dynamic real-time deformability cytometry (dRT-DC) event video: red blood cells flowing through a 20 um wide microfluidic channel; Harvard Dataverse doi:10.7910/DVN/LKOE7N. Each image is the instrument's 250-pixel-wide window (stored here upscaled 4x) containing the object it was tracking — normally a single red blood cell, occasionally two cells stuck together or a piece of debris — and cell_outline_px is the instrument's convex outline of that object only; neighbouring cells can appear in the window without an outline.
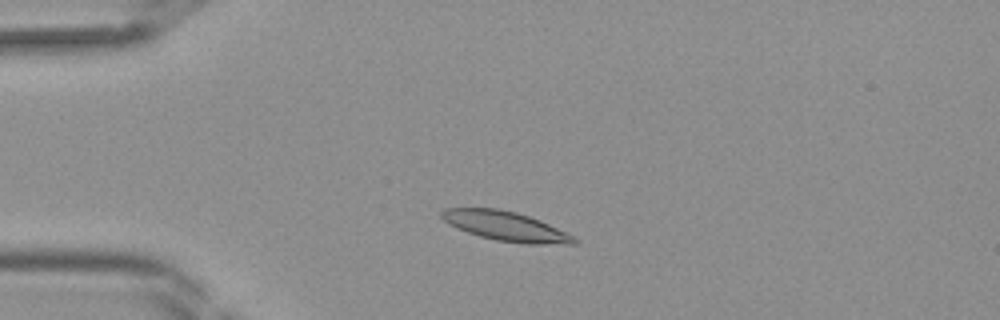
{"species": "Egyptian fruit bat (a non-hibernating species)", "species_latin": "Rousettus aegyptiacus", "temperature_condition": "room temperature", "stored_images_in_passage": 33, "camera_frame_rate_fps": 3000, "um_per_image_px": 0.085, "frame": {"image": 1, "passage_image": 1, "time_ms": 0.0, "image_size_px": [1000, 320], "cell_outline_px": [[576, 244], [524, 244], [496, 240], [480, 236], [456, 228], [448, 224], [440, 216], [440, 212], [444, 208], [496, 208], [516, 212], [540, 220], [572, 236], [576, 240]], "centroid_in_image_um": [42.93, 19.22], "position_along_channel_um": 42.1, "area_um2": 22.54}}
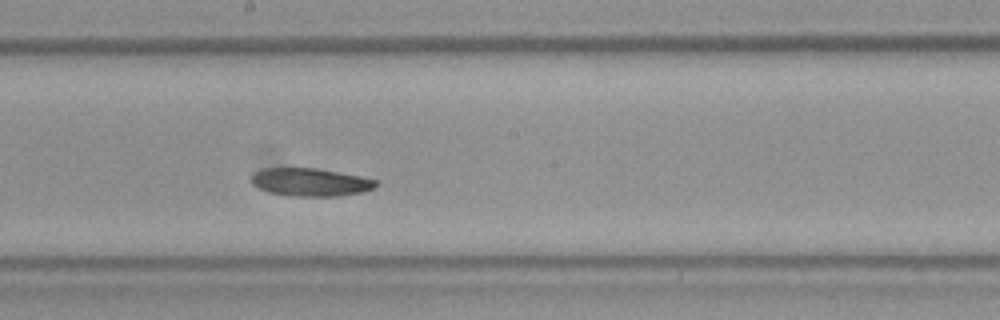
{"frame": {"image": 2, "passage_image": 14, "time_ms": 4.333, "image_size_px": [1000, 320], "cell_outline_px": [[380, 184], [376, 188], [360, 192], [340, 196], [292, 196], [268, 192], [252, 184], [252, 176], [260, 168], [316, 168], [360, 176], [376, 180]], "centroid_in_image_um": [26.41, 15.48], "position_along_channel_um": 221.8, "area_um2": 20.29}}
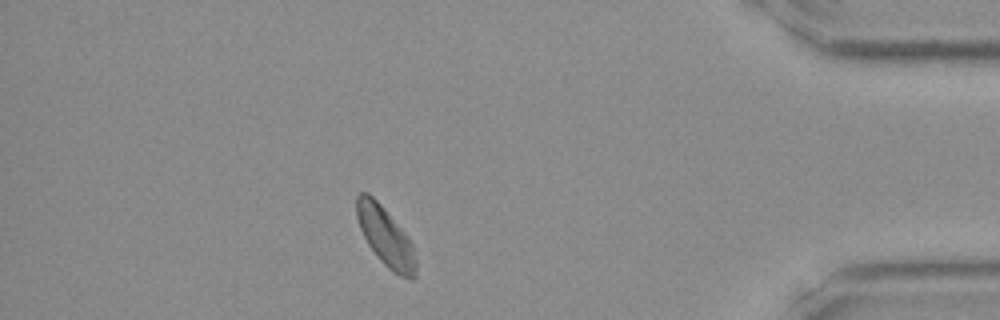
{"frame": {"image": 3, "passage_image": 28, "time_ms": 9.0, "image_size_px": [1000, 320], "cell_outline_px": [[416, 276], [412, 280], [400, 276], [392, 272], [376, 256], [368, 244], [360, 228], [356, 216], [356, 196], [360, 192], [368, 192], [380, 204], [404, 232], [412, 244], [416, 260]], "centroid_in_image_um": [32.76, 20.13], "position_along_channel_um": 402.4, "area_um2": 20.29}}